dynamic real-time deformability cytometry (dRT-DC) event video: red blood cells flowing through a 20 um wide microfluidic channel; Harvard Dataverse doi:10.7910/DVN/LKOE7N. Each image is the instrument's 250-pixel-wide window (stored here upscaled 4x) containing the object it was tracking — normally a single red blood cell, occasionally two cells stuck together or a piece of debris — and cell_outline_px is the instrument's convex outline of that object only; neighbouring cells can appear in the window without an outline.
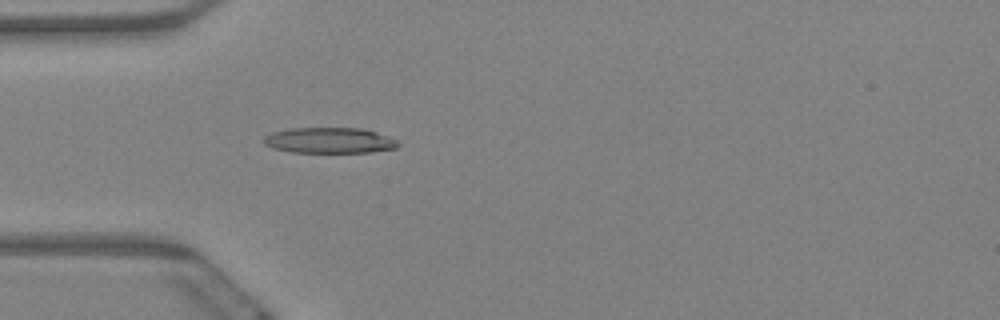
{"species": "Egyptian fruit bat (a non-hibernating species)", "species_latin": "Rousettus aegyptiacus", "temperature_condition": "warm", "stored_images_in_passage": 6, "camera_frame_rate_fps": 3000, "um_per_image_px": 0.085, "animal": {"sex": "female"}, "frame": {"image": 1, "passage_image": 6, "time_ms": 1.667, "image_size_px": [1000, 320], "cell_outline_px": [[400, 144], [396, 148], [368, 152], [292, 152], [272, 148], [264, 144], [264, 136], [272, 132], [292, 128], [360, 128], [376, 132], [388, 136], [396, 140]], "centroid_in_image_um": [27.99, 11.93], "position_along_channel_um": 57.0, "area_um2": 20.0}}